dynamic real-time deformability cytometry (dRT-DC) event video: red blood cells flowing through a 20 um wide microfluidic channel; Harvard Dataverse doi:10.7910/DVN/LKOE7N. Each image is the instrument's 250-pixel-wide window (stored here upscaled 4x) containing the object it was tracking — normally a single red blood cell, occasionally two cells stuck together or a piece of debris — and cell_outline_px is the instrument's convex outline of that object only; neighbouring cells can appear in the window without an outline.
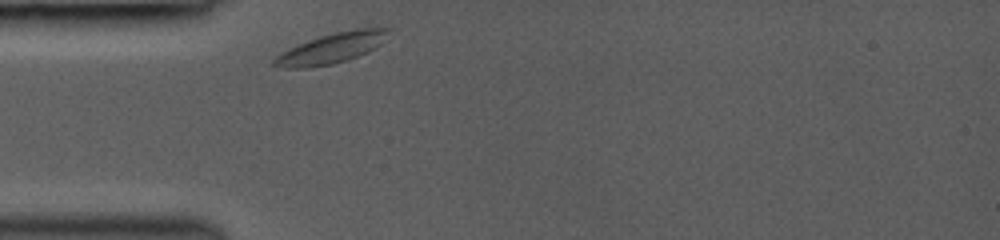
{"species": "common noctule bat (a hibernating species)", "species_latin": "Nyctalus noctula", "temperature_condition": "room temperature", "stored_images_in_passage": 26, "camera_frame_rate_fps": 3000, "um_per_image_px": 0.085, "animal": {"sex": "female", "body_mass_g": 19.0, "forearm_length_mm": 53.3}, "frame": {"image": 1, "passage_image": 1, "time_ms": 0.0, "image_size_px": [1000, 240], "cell_outline_px": [[396, 28], [388, 40], [368, 52], [348, 60], [332, 64], [308, 68], [284, 68], [272, 64], [272, 60], [276, 56], [288, 48], [308, 40], [320, 36], [336, 32], [356, 28]], "centroid_in_image_um": [28.28, 4.08], "position_along_channel_um": 56.7, "area_um2": 20.63}}
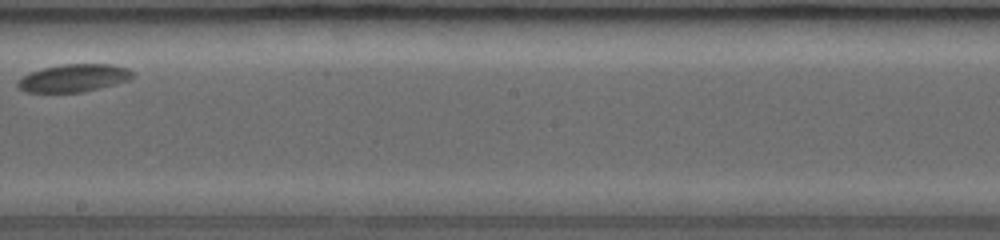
{"frame": {"image": 2, "passage_image": 15, "time_ms": 5.0, "image_size_px": [1000, 240], "cell_outline_px": [[132, 76], [128, 80], [100, 88], [84, 92], [24, 92], [16, 84], [24, 76], [32, 72], [44, 68], [60, 64], [112, 64], [128, 68], [132, 72]], "centroid_in_image_um": [6.28, 6.63], "position_along_channel_um": 241.9, "area_um2": 18.32}}
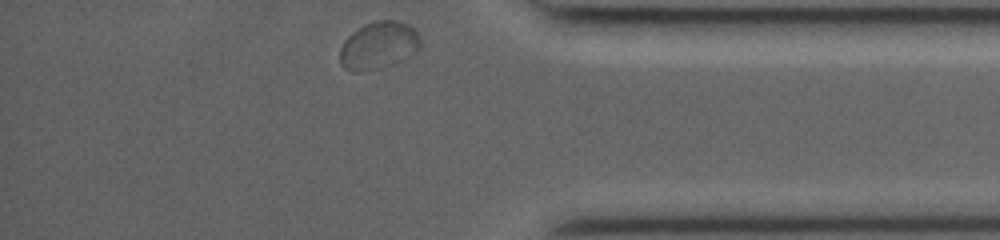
{"frame": {"image": 3, "passage_image": 26, "time_ms": 9.333, "image_size_px": [1000, 240], "cell_outline_px": [[420, 48], [416, 52], [396, 64], [380, 68], [360, 72], [356, 72], [344, 68], [340, 64], [340, 48], [344, 40], [352, 32], [364, 24], [376, 20], [400, 20], [408, 24], [420, 36]], "centroid_in_image_um": [32.18, 3.86], "position_along_channel_um": 403.0, "area_um2": 22.6}, "authors_computed_cell_mechanics": {"area_um2": 18.8428, "velocity_mm_per_s": 3.81, "shape_relaxation_time_tau1_ms": 1.2754, "shape_relaxation_time_tau2_ms": null, "deformation_change_tau1": 0.0526, "deformation_change_tau2": null}}